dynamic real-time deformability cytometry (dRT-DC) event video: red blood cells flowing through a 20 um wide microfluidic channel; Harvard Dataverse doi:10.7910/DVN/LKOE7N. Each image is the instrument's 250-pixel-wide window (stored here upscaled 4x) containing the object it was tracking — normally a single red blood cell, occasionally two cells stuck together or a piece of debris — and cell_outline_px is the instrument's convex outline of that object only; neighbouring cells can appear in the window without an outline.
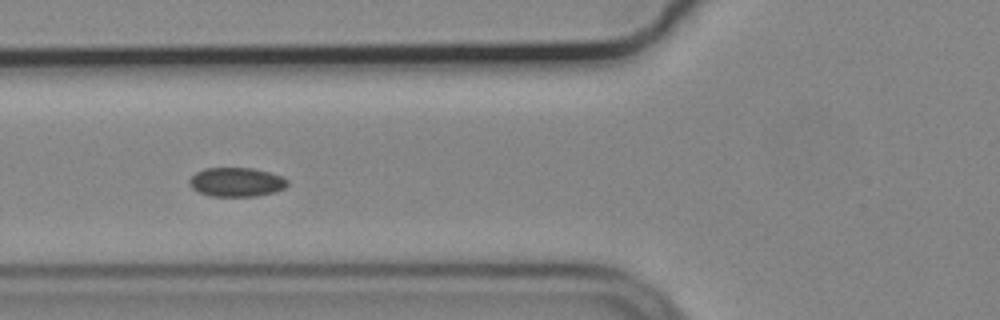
{"species": "common noctule bat (a hibernating species)", "species_latin": "Nyctalus noctula", "temperature_condition": "cold", "stored_images_in_passage": 14, "camera_frame_rate_fps": 3000, "um_per_image_px": 0.085, "animal": {"sex": "male", "body_mass_g": 19.2, "forearm_length_mm": 51.8}, "frame": {"image": 1, "passage_image": 10, "time_ms": 3.0, "image_size_px": [1000, 320], "cell_outline_px": [[288, 184], [284, 188], [276, 192], [256, 196], [208, 196], [192, 188], [188, 184], [188, 180], [196, 172], [204, 168], [252, 168], [268, 172], [280, 176], [288, 180]], "centroid_in_image_um": [20.07, 15.48], "position_along_channel_um": 105.7, "area_um2": 16.65}}